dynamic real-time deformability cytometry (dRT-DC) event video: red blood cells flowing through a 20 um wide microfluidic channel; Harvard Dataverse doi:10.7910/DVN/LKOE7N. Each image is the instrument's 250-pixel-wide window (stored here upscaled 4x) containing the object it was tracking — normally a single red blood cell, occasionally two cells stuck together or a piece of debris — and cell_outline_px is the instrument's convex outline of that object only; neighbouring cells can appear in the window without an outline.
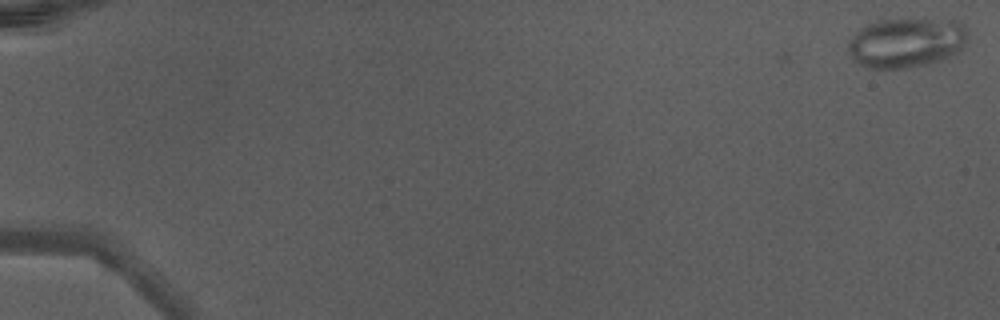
{"species": "Egyptian fruit bat (a non-hibernating species)", "species_latin": "Rousettus aegyptiacus", "temperature_condition": "warm", "stored_images_in_passage": 50, "camera_frame_rate_fps": 3000, "um_per_image_px": 0.085, "animal": {"sex": "male"}, "frame": {"image": 1, "passage_image": 1, "time_ms": 0.0, "image_size_px": [1000, 320], "cell_outline_px": [[968, 36], [964, 44], [956, 52], [940, 60], [928, 64], [908, 68], [864, 68], [852, 60], [848, 52], [848, 40], [860, 28], [876, 20], [960, 20], [964, 24]], "centroid_in_image_um": [76.99, 3.63], "position_along_channel_um": 8.0, "area_um2": 34.74}}